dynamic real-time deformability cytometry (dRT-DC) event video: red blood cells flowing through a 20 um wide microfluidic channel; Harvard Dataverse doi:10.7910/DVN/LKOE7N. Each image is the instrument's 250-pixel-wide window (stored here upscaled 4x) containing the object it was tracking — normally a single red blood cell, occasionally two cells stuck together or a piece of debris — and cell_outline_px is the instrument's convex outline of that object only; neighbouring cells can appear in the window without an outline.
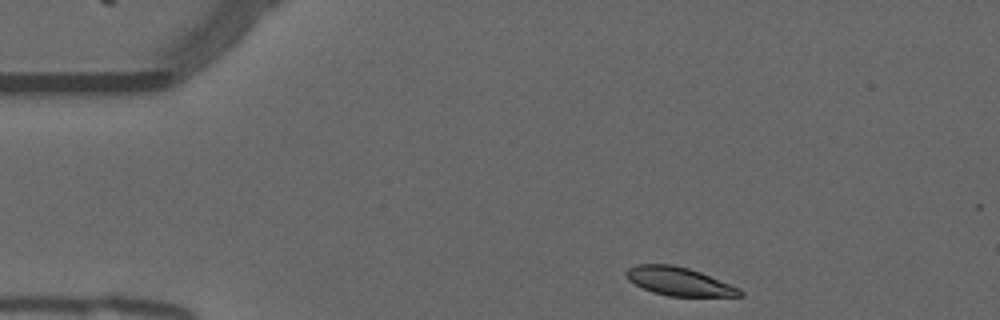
{"species": "common noctule bat (a hibernating species)", "species_latin": "Nyctalus noctula", "temperature_condition": "warm", "stored_images_in_passage": 47, "camera_frame_rate_fps": 3000, "um_per_image_px": 0.085, "animal": {"sex": "male", "forearm_length_mm": 52.5}, "frame": {"image": 1, "passage_image": 1, "time_ms": 0.0, "image_size_px": [1000, 320], "cell_outline_px": [[744, 296], [668, 296], [652, 292], [628, 280], [624, 272], [628, 268], [636, 264], [672, 264], [688, 268], [700, 272], [740, 288], [744, 292]], "centroid_in_image_um": [57.71, 23.91], "position_along_channel_um": 27.3, "area_um2": 18.79}}
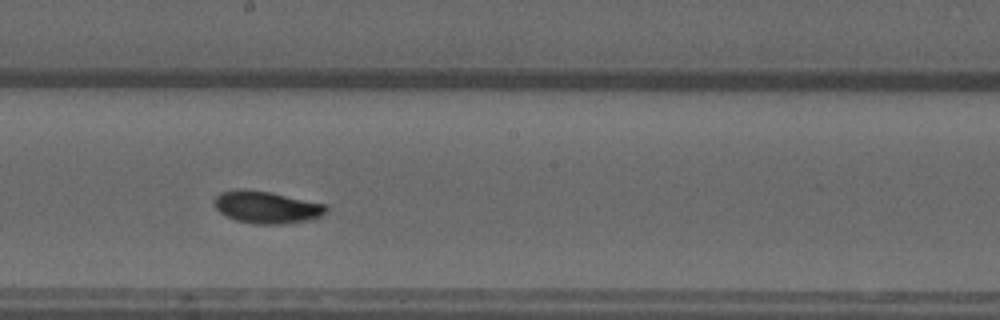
{"frame": {"image": 2, "passage_image": 22, "time_ms": 7.0, "image_size_px": [1000, 320], "cell_outline_px": [[328, 212], [320, 216], [308, 220], [284, 224], [252, 224], [236, 220], [220, 212], [216, 208], [216, 196], [220, 192], [236, 188], [244, 188], [268, 192], [324, 204], [328, 208]], "centroid_in_image_um": [22.65, 17.61], "position_along_channel_um": 225.5, "area_um2": 20.81}}
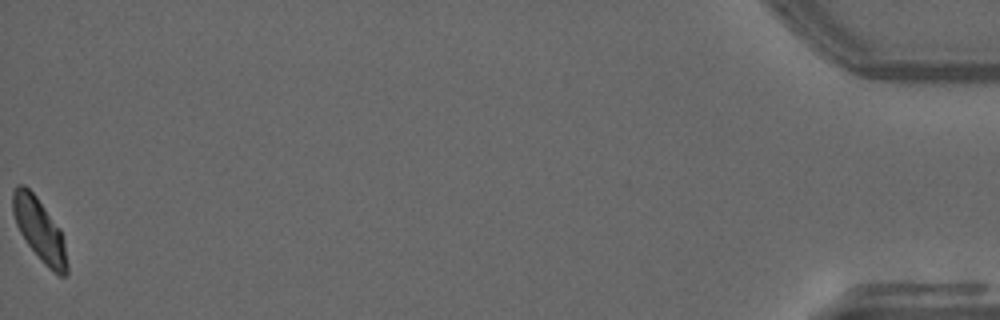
{"frame": {"image": 3, "passage_image": 47, "time_ms": 15.333, "image_size_px": [1000, 320], "cell_outline_px": [[68, 272], [64, 276], [60, 276], [52, 272], [44, 264], [28, 244], [20, 232], [16, 224], [12, 212], [12, 192], [16, 184], [24, 184], [36, 196], [60, 228], [64, 244], [68, 264]], "centroid_in_image_um": [3.35, 19.53], "position_along_channel_um": 431.9, "area_um2": 19.77}, "authors_computed_cell_mechanics": {"area_um2": 20.0566, "velocity_mm_per_s": 3.7333, "shape_relaxation_time_tau1_ms": 4.9434, "shape_relaxation_time_tau2_ms": 3.5551, "deformation_change_tau1": 0.1444, "deformation_change_tau2": 0.0666}}